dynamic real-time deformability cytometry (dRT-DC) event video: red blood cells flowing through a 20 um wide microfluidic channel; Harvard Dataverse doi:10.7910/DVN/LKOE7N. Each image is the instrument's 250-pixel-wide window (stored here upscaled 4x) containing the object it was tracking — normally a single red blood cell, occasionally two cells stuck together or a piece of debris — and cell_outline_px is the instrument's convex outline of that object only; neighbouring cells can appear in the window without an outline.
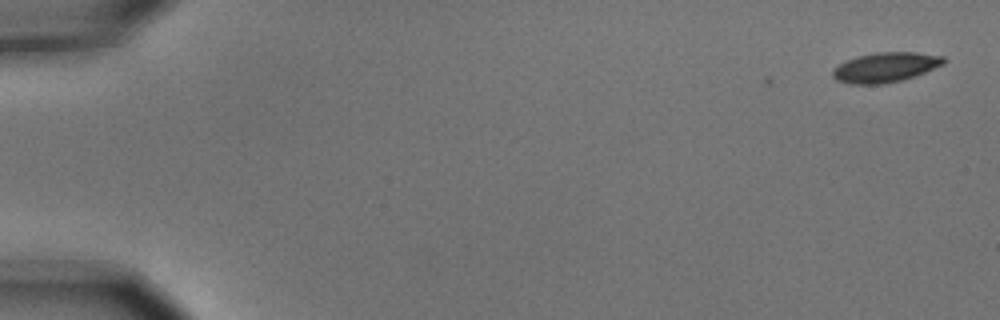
{"species": "common noctule bat (a hibernating species)", "species_latin": "Nyctalus noctula", "temperature_condition": "cold", "stored_images_in_passage": 3, "camera_frame_rate_fps": 3000, "um_per_image_px": 0.085, "animal": {"sex": "male", "body_mass_g": 15.6}, "frame": {"image": 1, "passage_image": 1, "time_ms": 0.0, "image_size_px": [1000, 320], "cell_outline_px": [[944, 64], [916, 76], [884, 84], [848, 84], [836, 80], [832, 76], [832, 68], [856, 56], [876, 52], [916, 52], [944, 56]], "centroid_in_image_um": [75.24, 5.72], "position_along_channel_um": 9.8, "area_um2": 19.36}}